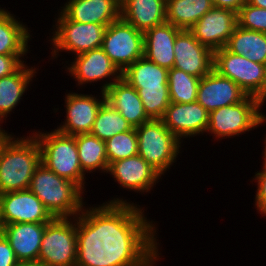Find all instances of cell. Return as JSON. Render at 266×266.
<instances>
[{
	"instance_id": "6da1fadb",
	"label": "cell",
	"mask_w": 266,
	"mask_h": 266,
	"mask_svg": "<svg viewBox=\"0 0 266 266\" xmlns=\"http://www.w3.org/2000/svg\"><path fill=\"white\" fill-rule=\"evenodd\" d=\"M85 207L76 216V266H154L159 261L157 228L145 208L120 197Z\"/></svg>"
},
{
	"instance_id": "7a4b0ae2",
	"label": "cell",
	"mask_w": 266,
	"mask_h": 266,
	"mask_svg": "<svg viewBox=\"0 0 266 266\" xmlns=\"http://www.w3.org/2000/svg\"><path fill=\"white\" fill-rule=\"evenodd\" d=\"M40 164L41 149L36 137L31 133L20 138L10 134L0 147V194L28 190Z\"/></svg>"
},
{
	"instance_id": "3957f363",
	"label": "cell",
	"mask_w": 266,
	"mask_h": 266,
	"mask_svg": "<svg viewBox=\"0 0 266 266\" xmlns=\"http://www.w3.org/2000/svg\"><path fill=\"white\" fill-rule=\"evenodd\" d=\"M29 190L54 218L76 217L85 204L84 192L75 183L58 176L42 163L32 176Z\"/></svg>"
},
{
	"instance_id": "277c9868",
	"label": "cell",
	"mask_w": 266,
	"mask_h": 266,
	"mask_svg": "<svg viewBox=\"0 0 266 266\" xmlns=\"http://www.w3.org/2000/svg\"><path fill=\"white\" fill-rule=\"evenodd\" d=\"M32 134L41 149V163L58 176L75 183L84 192L86 174L79 162L76 135L62 134L55 129L50 133L33 131Z\"/></svg>"
},
{
	"instance_id": "5b68a950",
	"label": "cell",
	"mask_w": 266,
	"mask_h": 266,
	"mask_svg": "<svg viewBox=\"0 0 266 266\" xmlns=\"http://www.w3.org/2000/svg\"><path fill=\"white\" fill-rule=\"evenodd\" d=\"M263 105L258 98L247 96L237 104L216 109L209 113L206 133L222 140L252 131L266 123V115L261 110Z\"/></svg>"
},
{
	"instance_id": "8992f818",
	"label": "cell",
	"mask_w": 266,
	"mask_h": 266,
	"mask_svg": "<svg viewBox=\"0 0 266 266\" xmlns=\"http://www.w3.org/2000/svg\"><path fill=\"white\" fill-rule=\"evenodd\" d=\"M135 131L138 138V155L164 175L176 162L182 142L170 132L161 119H151L136 127Z\"/></svg>"
},
{
	"instance_id": "52a82bcc",
	"label": "cell",
	"mask_w": 266,
	"mask_h": 266,
	"mask_svg": "<svg viewBox=\"0 0 266 266\" xmlns=\"http://www.w3.org/2000/svg\"><path fill=\"white\" fill-rule=\"evenodd\" d=\"M215 70L220 76L231 79L248 96L266 101V65L236 55L225 47L214 51Z\"/></svg>"
},
{
	"instance_id": "ba28073f",
	"label": "cell",
	"mask_w": 266,
	"mask_h": 266,
	"mask_svg": "<svg viewBox=\"0 0 266 266\" xmlns=\"http://www.w3.org/2000/svg\"><path fill=\"white\" fill-rule=\"evenodd\" d=\"M57 14V21L55 20V25L52 26L54 32L50 38V44L53 46L51 59L57 58L62 51L72 52L77 56L102 47L105 25L75 22L69 20L61 11Z\"/></svg>"
},
{
	"instance_id": "9c48e42d",
	"label": "cell",
	"mask_w": 266,
	"mask_h": 266,
	"mask_svg": "<svg viewBox=\"0 0 266 266\" xmlns=\"http://www.w3.org/2000/svg\"><path fill=\"white\" fill-rule=\"evenodd\" d=\"M76 217L53 218L46 223L38 260L46 266H76Z\"/></svg>"
},
{
	"instance_id": "30bf717a",
	"label": "cell",
	"mask_w": 266,
	"mask_h": 266,
	"mask_svg": "<svg viewBox=\"0 0 266 266\" xmlns=\"http://www.w3.org/2000/svg\"><path fill=\"white\" fill-rule=\"evenodd\" d=\"M101 48L123 72L144 57L143 32L120 18L106 27Z\"/></svg>"
},
{
	"instance_id": "8fae6325",
	"label": "cell",
	"mask_w": 266,
	"mask_h": 266,
	"mask_svg": "<svg viewBox=\"0 0 266 266\" xmlns=\"http://www.w3.org/2000/svg\"><path fill=\"white\" fill-rule=\"evenodd\" d=\"M54 217L29 189L0 194L1 225L13 223L46 224Z\"/></svg>"
},
{
	"instance_id": "7c38bea8",
	"label": "cell",
	"mask_w": 266,
	"mask_h": 266,
	"mask_svg": "<svg viewBox=\"0 0 266 266\" xmlns=\"http://www.w3.org/2000/svg\"><path fill=\"white\" fill-rule=\"evenodd\" d=\"M69 66L66 65V71L77 81L78 85L103 81L105 83L100 87L101 92H105L114 82L122 77V72L111 61L102 48L89 50L83 54L74 56Z\"/></svg>"
},
{
	"instance_id": "4fadbf2b",
	"label": "cell",
	"mask_w": 266,
	"mask_h": 266,
	"mask_svg": "<svg viewBox=\"0 0 266 266\" xmlns=\"http://www.w3.org/2000/svg\"><path fill=\"white\" fill-rule=\"evenodd\" d=\"M237 26V12L213 6L190 29L192 35L213 52L224 48Z\"/></svg>"
},
{
	"instance_id": "5bb4252c",
	"label": "cell",
	"mask_w": 266,
	"mask_h": 266,
	"mask_svg": "<svg viewBox=\"0 0 266 266\" xmlns=\"http://www.w3.org/2000/svg\"><path fill=\"white\" fill-rule=\"evenodd\" d=\"M100 94L101 98L98 95L95 97L92 94L68 92L65 96L66 119L55 130L73 136L90 133L99 109L105 101V93Z\"/></svg>"
},
{
	"instance_id": "9a60e30c",
	"label": "cell",
	"mask_w": 266,
	"mask_h": 266,
	"mask_svg": "<svg viewBox=\"0 0 266 266\" xmlns=\"http://www.w3.org/2000/svg\"><path fill=\"white\" fill-rule=\"evenodd\" d=\"M173 67L202 78L213 70L214 52L202 45L189 30L182 29L174 43Z\"/></svg>"
},
{
	"instance_id": "2e32d148",
	"label": "cell",
	"mask_w": 266,
	"mask_h": 266,
	"mask_svg": "<svg viewBox=\"0 0 266 266\" xmlns=\"http://www.w3.org/2000/svg\"><path fill=\"white\" fill-rule=\"evenodd\" d=\"M107 173L120 187L141 194L150 193L162 176L138 154L110 163Z\"/></svg>"
},
{
	"instance_id": "e0dca14e",
	"label": "cell",
	"mask_w": 266,
	"mask_h": 266,
	"mask_svg": "<svg viewBox=\"0 0 266 266\" xmlns=\"http://www.w3.org/2000/svg\"><path fill=\"white\" fill-rule=\"evenodd\" d=\"M209 113L197 101L192 103H170L161 118L164 125L180 141L203 135L207 131ZM182 138V139H181Z\"/></svg>"
},
{
	"instance_id": "ac0fdd59",
	"label": "cell",
	"mask_w": 266,
	"mask_h": 266,
	"mask_svg": "<svg viewBox=\"0 0 266 266\" xmlns=\"http://www.w3.org/2000/svg\"><path fill=\"white\" fill-rule=\"evenodd\" d=\"M247 96L231 79L212 70L200 78L196 101L210 113L221 107L237 104Z\"/></svg>"
},
{
	"instance_id": "d6986e66",
	"label": "cell",
	"mask_w": 266,
	"mask_h": 266,
	"mask_svg": "<svg viewBox=\"0 0 266 266\" xmlns=\"http://www.w3.org/2000/svg\"><path fill=\"white\" fill-rule=\"evenodd\" d=\"M60 11L80 23L105 25L121 18V0H67Z\"/></svg>"
},
{
	"instance_id": "ffe728a7",
	"label": "cell",
	"mask_w": 266,
	"mask_h": 266,
	"mask_svg": "<svg viewBox=\"0 0 266 266\" xmlns=\"http://www.w3.org/2000/svg\"><path fill=\"white\" fill-rule=\"evenodd\" d=\"M45 226L40 223H13L2 226L1 232L18 261H34L39 257Z\"/></svg>"
},
{
	"instance_id": "44dd1931",
	"label": "cell",
	"mask_w": 266,
	"mask_h": 266,
	"mask_svg": "<svg viewBox=\"0 0 266 266\" xmlns=\"http://www.w3.org/2000/svg\"><path fill=\"white\" fill-rule=\"evenodd\" d=\"M104 93L105 101L115 108L133 128L151 120L145 112L137 90L122 77Z\"/></svg>"
},
{
	"instance_id": "7402d4cb",
	"label": "cell",
	"mask_w": 266,
	"mask_h": 266,
	"mask_svg": "<svg viewBox=\"0 0 266 266\" xmlns=\"http://www.w3.org/2000/svg\"><path fill=\"white\" fill-rule=\"evenodd\" d=\"M182 29L163 23L143 32L144 56L155 64L171 69L174 65V43Z\"/></svg>"
},
{
	"instance_id": "603a6c76",
	"label": "cell",
	"mask_w": 266,
	"mask_h": 266,
	"mask_svg": "<svg viewBox=\"0 0 266 266\" xmlns=\"http://www.w3.org/2000/svg\"><path fill=\"white\" fill-rule=\"evenodd\" d=\"M121 18L145 32L166 22V0H121Z\"/></svg>"
},
{
	"instance_id": "cb8c5ba5",
	"label": "cell",
	"mask_w": 266,
	"mask_h": 266,
	"mask_svg": "<svg viewBox=\"0 0 266 266\" xmlns=\"http://www.w3.org/2000/svg\"><path fill=\"white\" fill-rule=\"evenodd\" d=\"M36 70L35 66L29 68L25 62L14 73L0 78V124L20 104L30 82L36 77Z\"/></svg>"
},
{
	"instance_id": "d4e9b609",
	"label": "cell",
	"mask_w": 266,
	"mask_h": 266,
	"mask_svg": "<svg viewBox=\"0 0 266 266\" xmlns=\"http://www.w3.org/2000/svg\"><path fill=\"white\" fill-rule=\"evenodd\" d=\"M15 17L16 15L0 7V54L2 55H26L29 52L31 31L26 24Z\"/></svg>"
},
{
	"instance_id": "484cf974",
	"label": "cell",
	"mask_w": 266,
	"mask_h": 266,
	"mask_svg": "<svg viewBox=\"0 0 266 266\" xmlns=\"http://www.w3.org/2000/svg\"><path fill=\"white\" fill-rule=\"evenodd\" d=\"M225 48L236 55H243L250 61L266 65L265 33L244 29L237 25Z\"/></svg>"
},
{
	"instance_id": "4316f807",
	"label": "cell",
	"mask_w": 266,
	"mask_h": 266,
	"mask_svg": "<svg viewBox=\"0 0 266 266\" xmlns=\"http://www.w3.org/2000/svg\"><path fill=\"white\" fill-rule=\"evenodd\" d=\"M122 78L134 88L168 87V69L148 60L145 56L129 65Z\"/></svg>"
},
{
	"instance_id": "83f0119b",
	"label": "cell",
	"mask_w": 266,
	"mask_h": 266,
	"mask_svg": "<svg viewBox=\"0 0 266 266\" xmlns=\"http://www.w3.org/2000/svg\"><path fill=\"white\" fill-rule=\"evenodd\" d=\"M212 7L210 0H166V22L189 30Z\"/></svg>"
},
{
	"instance_id": "f1b7e54d",
	"label": "cell",
	"mask_w": 266,
	"mask_h": 266,
	"mask_svg": "<svg viewBox=\"0 0 266 266\" xmlns=\"http://www.w3.org/2000/svg\"><path fill=\"white\" fill-rule=\"evenodd\" d=\"M76 146L78 149L79 162L82 171L86 173H93L96 170L101 173L108 171V158L106 154V142L91 135L77 134Z\"/></svg>"
},
{
	"instance_id": "f546056e",
	"label": "cell",
	"mask_w": 266,
	"mask_h": 266,
	"mask_svg": "<svg viewBox=\"0 0 266 266\" xmlns=\"http://www.w3.org/2000/svg\"><path fill=\"white\" fill-rule=\"evenodd\" d=\"M133 129L130 123L109 103L103 102L90 132L102 141H107L117 133Z\"/></svg>"
},
{
	"instance_id": "4dcf8cb0",
	"label": "cell",
	"mask_w": 266,
	"mask_h": 266,
	"mask_svg": "<svg viewBox=\"0 0 266 266\" xmlns=\"http://www.w3.org/2000/svg\"><path fill=\"white\" fill-rule=\"evenodd\" d=\"M167 81L172 103L196 101L200 78L173 67L168 69Z\"/></svg>"
},
{
	"instance_id": "1f68e13d",
	"label": "cell",
	"mask_w": 266,
	"mask_h": 266,
	"mask_svg": "<svg viewBox=\"0 0 266 266\" xmlns=\"http://www.w3.org/2000/svg\"><path fill=\"white\" fill-rule=\"evenodd\" d=\"M105 142L108 164L138 154V138L135 128L117 133Z\"/></svg>"
},
{
	"instance_id": "d6a6232c",
	"label": "cell",
	"mask_w": 266,
	"mask_h": 266,
	"mask_svg": "<svg viewBox=\"0 0 266 266\" xmlns=\"http://www.w3.org/2000/svg\"><path fill=\"white\" fill-rule=\"evenodd\" d=\"M143 103L145 112L151 119H161L171 103L169 88H135Z\"/></svg>"
},
{
	"instance_id": "836d02e7",
	"label": "cell",
	"mask_w": 266,
	"mask_h": 266,
	"mask_svg": "<svg viewBox=\"0 0 266 266\" xmlns=\"http://www.w3.org/2000/svg\"><path fill=\"white\" fill-rule=\"evenodd\" d=\"M237 25L266 34V9L245 2L237 12Z\"/></svg>"
},
{
	"instance_id": "e575fe53",
	"label": "cell",
	"mask_w": 266,
	"mask_h": 266,
	"mask_svg": "<svg viewBox=\"0 0 266 266\" xmlns=\"http://www.w3.org/2000/svg\"><path fill=\"white\" fill-rule=\"evenodd\" d=\"M252 181L256 182L255 206L258 212L266 215V172H256Z\"/></svg>"
},
{
	"instance_id": "d590c367",
	"label": "cell",
	"mask_w": 266,
	"mask_h": 266,
	"mask_svg": "<svg viewBox=\"0 0 266 266\" xmlns=\"http://www.w3.org/2000/svg\"><path fill=\"white\" fill-rule=\"evenodd\" d=\"M25 55H2L0 54V78L14 73L25 61Z\"/></svg>"
},
{
	"instance_id": "8d00e7d4",
	"label": "cell",
	"mask_w": 266,
	"mask_h": 266,
	"mask_svg": "<svg viewBox=\"0 0 266 266\" xmlns=\"http://www.w3.org/2000/svg\"><path fill=\"white\" fill-rule=\"evenodd\" d=\"M18 262L9 241L0 232V266H16Z\"/></svg>"
},
{
	"instance_id": "74e56055",
	"label": "cell",
	"mask_w": 266,
	"mask_h": 266,
	"mask_svg": "<svg viewBox=\"0 0 266 266\" xmlns=\"http://www.w3.org/2000/svg\"><path fill=\"white\" fill-rule=\"evenodd\" d=\"M245 0H217L213 6L227 8L238 12Z\"/></svg>"
},
{
	"instance_id": "f35d334b",
	"label": "cell",
	"mask_w": 266,
	"mask_h": 266,
	"mask_svg": "<svg viewBox=\"0 0 266 266\" xmlns=\"http://www.w3.org/2000/svg\"><path fill=\"white\" fill-rule=\"evenodd\" d=\"M16 266H46L39 260H34V261H19Z\"/></svg>"
},
{
	"instance_id": "ab89813d",
	"label": "cell",
	"mask_w": 266,
	"mask_h": 266,
	"mask_svg": "<svg viewBox=\"0 0 266 266\" xmlns=\"http://www.w3.org/2000/svg\"><path fill=\"white\" fill-rule=\"evenodd\" d=\"M249 5L266 9V0H245Z\"/></svg>"
},
{
	"instance_id": "60d3db41",
	"label": "cell",
	"mask_w": 266,
	"mask_h": 266,
	"mask_svg": "<svg viewBox=\"0 0 266 266\" xmlns=\"http://www.w3.org/2000/svg\"><path fill=\"white\" fill-rule=\"evenodd\" d=\"M9 135L10 133L0 127V147Z\"/></svg>"
},
{
	"instance_id": "b9f144b4",
	"label": "cell",
	"mask_w": 266,
	"mask_h": 266,
	"mask_svg": "<svg viewBox=\"0 0 266 266\" xmlns=\"http://www.w3.org/2000/svg\"><path fill=\"white\" fill-rule=\"evenodd\" d=\"M262 154H263L262 157L264 159L263 166L261 168L262 170H259L257 172H266V143L265 142H264V151H263Z\"/></svg>"
},
{
	"instance_id": "7bdbcfd3",
	"label": "cell",
	"mask_w": 266,
	"mask_h": 266,
	"mask_svg": "<svg viewBox=\"0 0 266 266\" xmlns=\"http://www.w3.org/2000/svg\"><path fill=\"white\" fill-rule=\"evenodd\" d=\"M213 4L217 1V0H210Z\"/></svg>"
}]
</instances>
